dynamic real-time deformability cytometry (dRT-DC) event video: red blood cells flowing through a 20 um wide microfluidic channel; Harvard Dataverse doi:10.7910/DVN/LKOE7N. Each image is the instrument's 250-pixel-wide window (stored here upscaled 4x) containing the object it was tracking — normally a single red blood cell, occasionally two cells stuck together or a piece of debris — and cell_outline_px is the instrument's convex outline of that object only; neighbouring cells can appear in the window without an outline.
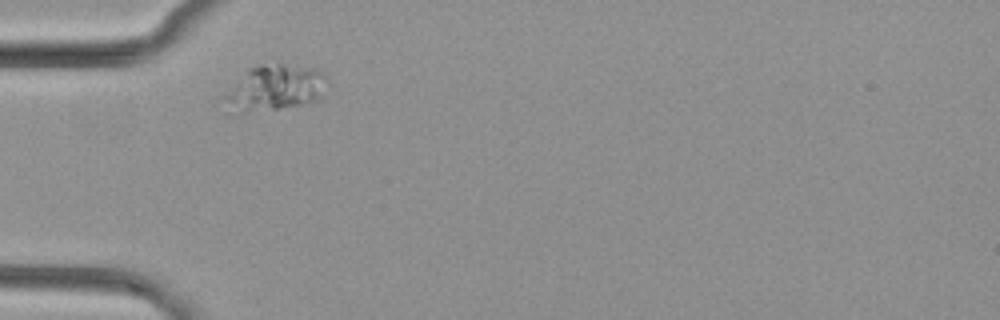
{"species": "common noctule bat (a hibernating species)", "species_latin": "Nyctalus noctula", "temperature_condition": "cold", "stored_images_in_passage": 1, "camera_frame_rate_fps": 3000, "um_per_image_px": 0.085, "animal": {"sex": "female", "body_mass_g": 29.2, "forearm_length_mm": 56.3}, "frame": {"image": 1, "passage_image": 1, "time_ms": 0.0, "image_size_px": [1000, 320], "cell_outline_px": [[328, 80], [320, 96], [316, 100], [304, 104], [232, 116], [224, 96], [248, 68], [260, 64], [284, 64], [316, 68], [324, 72], [328, 76]], "centroid_in_image_um": [23.37, 7.49], "position_along_channel_um": 61.6, "area_um2": 27.63}}